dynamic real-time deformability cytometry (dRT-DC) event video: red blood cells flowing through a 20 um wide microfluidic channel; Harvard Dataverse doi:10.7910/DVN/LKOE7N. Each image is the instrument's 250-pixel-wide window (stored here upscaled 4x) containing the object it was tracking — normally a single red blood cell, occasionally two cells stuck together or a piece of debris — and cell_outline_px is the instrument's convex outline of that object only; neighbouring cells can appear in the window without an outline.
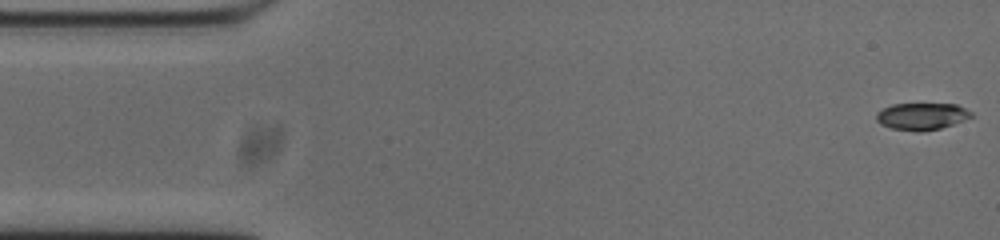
{"species": "common noctule bat (a hibernating species)", "species_latin": "Nyctalus noctula", "temperature_condition": "cold", "stored_images_in_passage": 53, "camera_frame_rate_fps": 3000, "um_per_image_px": 0.085, "animal": {"sex": "male", "body_mass_g": 20.0, "forearm_length_mm": 53.3}, "frame": {"image": 1, "passage_image": 1, "time_ms": 0.0, "image_size_px": [1000, 240], "cell_outline_px": [[972, 116], [952, 124], [940, 128], [920, 132], [916, 132], [892, 128], [880, 124], [876, 120], [876, 112], [892, 104], [956, 104], [972, 112]], "centroid_in_image_um": [78.31, 9.89], "position_along_channel_um": 6.7, "area_um2": 14.8}}
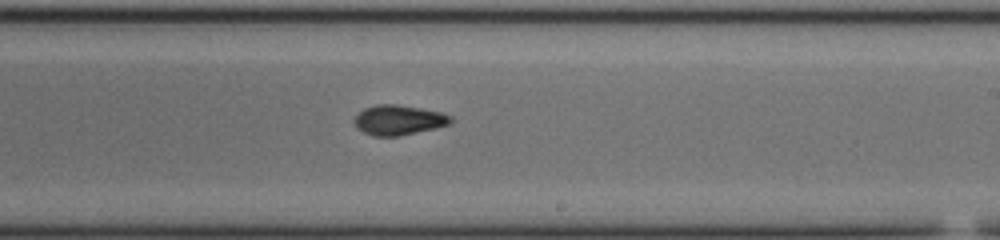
{"frame": {"image": 2, "passage_image": 30, "time_ms": 9.667, "image_size_px": [1000, 240], "cell_outline_px": [[452, 124], [436, 128], [400, 136], [372, 136], [356, 128], [352, 120], [364, 108], [376, 104], [396, 104], [444, 112], [452, 116]], "centroid_in_image_um": [33.9, 10.2], "position_along_channel_um": 255.1, "area_um2": 17.11}}
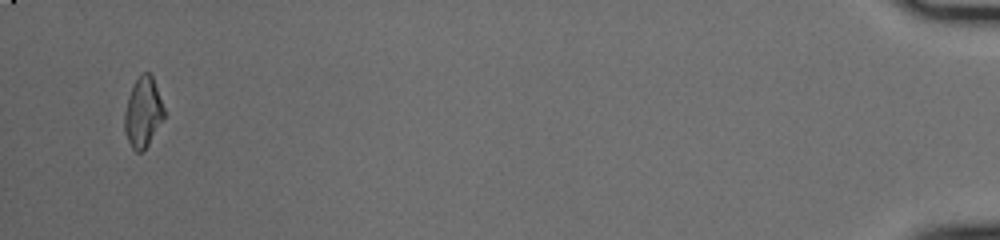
{"frame": {"image": 3, "passage_image": 51, "time_ms": 16.667, "image_size_px": [1000, 240], "cell_outline_px": [[164, 116], [144, 152], [136, 152], [132, 148], [124, 132], [124, 112], [128, 96], [140, 72], [148, 72], [152, 76], [164, 108]], "centroid_in_image_um": [12.13, 9.56], "position_along_channel_um": 423.1, "area_um2": 16.01}, "authors_computed_cell_mechanics": {"area_um2": 16.4152, "velocity_mm_per_s": 3.7843, "shape_relaxation_time_tau1_ms": 8.3382, "shape_relaxation_time_tau2_ms": 2.9906, "deformation_change_tau1": 0.222, "deformation_change_tau2": 0.0916}}